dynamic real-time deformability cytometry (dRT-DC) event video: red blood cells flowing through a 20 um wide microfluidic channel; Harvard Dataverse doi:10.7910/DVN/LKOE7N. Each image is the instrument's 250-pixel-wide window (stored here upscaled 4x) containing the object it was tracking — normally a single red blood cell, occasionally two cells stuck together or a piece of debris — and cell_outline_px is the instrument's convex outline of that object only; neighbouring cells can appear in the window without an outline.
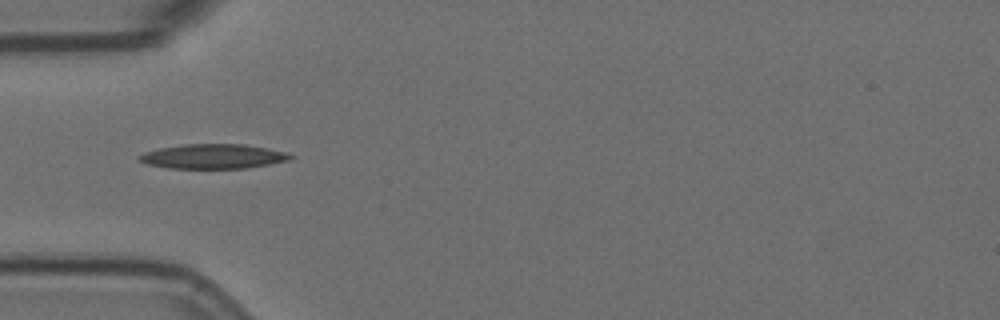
{"species": "Egyptian fruit bat (a non-hibernating species)", "species_latin": "Rousettus aegyptiacus", "temperature_condition": "room temperature", "stored_images_in_passage": 11, "camera_frame_rate_fps": 3000, "um_per_image_px": 0.085, "animal": {"sex": "female"}, "frame": {"image": 1, "passage_image": 1, "time_ms": 0.0, "image_size_px": [1000, 320], "cell_outline_px": [[296, 156], [292, 160], [248, 168], [168, 168], [148, 164], [136, 160], [136, 156], [144, 152], [160, 148], [184, 144], [244, 144], [268, 148], [288, 152]], "centroid_in_image_um": [18.16, 13.29], "position_along_channel_um": 66.8, "area_um2": 21.96}}
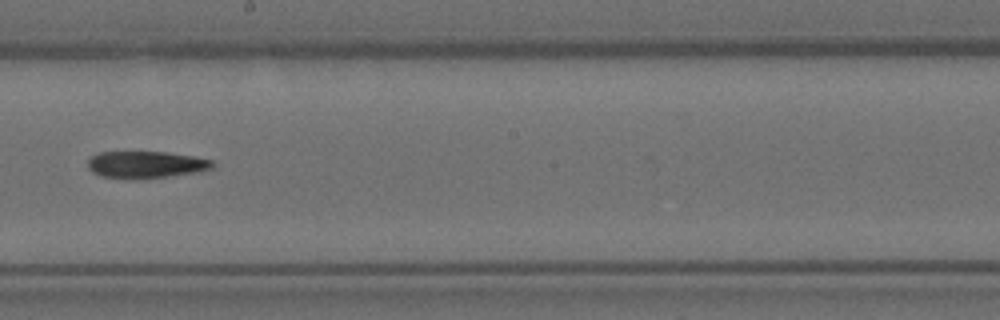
{"frame": {"image": 2, "passage_image": 5, "time_ms": 4.667, "image_size_px": [1000, 320], "cell_outline_px": [[216, 164], [212, 168], [200, 172], [140, 180], [124, 180], [100, 176], [92, 172], [88, 168], [88, 160], [92, 156], [100, 152], [168, 152], [192, 156], [212, 160]], "centroid_in_image_um": [12.4, 14.02], "position_along_channel_um": 235.8, "area_um2": 20.11}}
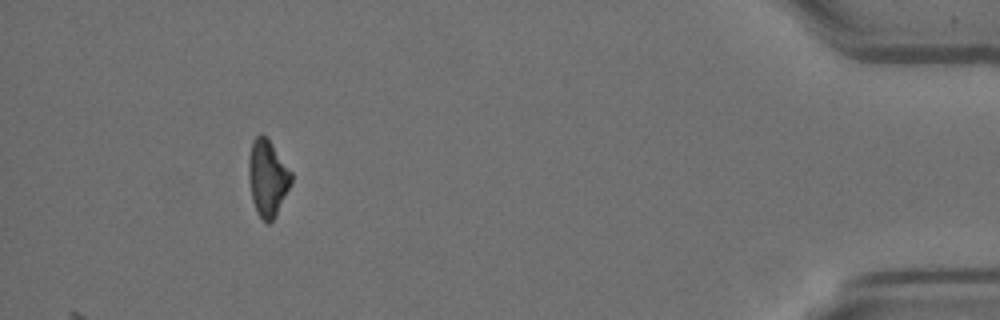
{"frame": {"image": 3, "passage_image": 10, "time_ms": 11.333, "image_size_px": [1000, 320], "cell_outline_px": [[292, 180], [272, 220], [268, 224], [256, 212], [252, 200], [248, 176], [248, 160], [252, 140], [260, 132], [268, 140], [292, 172]], "centroid_in_image_um": [22.7, 15.1], "position_along_channel_um": 412.5, "area_um2": 18.5}}